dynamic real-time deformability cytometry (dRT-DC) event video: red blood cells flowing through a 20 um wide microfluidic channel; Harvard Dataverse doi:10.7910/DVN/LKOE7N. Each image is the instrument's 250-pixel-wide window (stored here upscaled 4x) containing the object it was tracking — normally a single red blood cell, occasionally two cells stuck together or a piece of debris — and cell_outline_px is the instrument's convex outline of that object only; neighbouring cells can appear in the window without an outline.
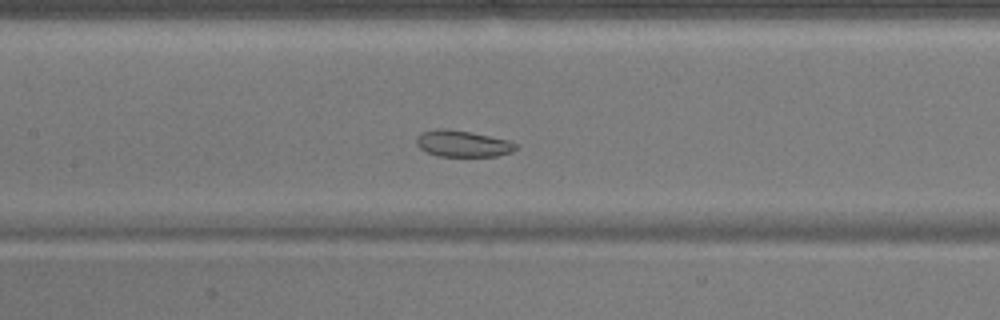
{"species": "common noctule bat (a hibernating species)", "species_latin": "Nyctalus noctula", "temperature_condition": "warm", "stored_images_in_passage": 53, "camera_frame_rate_fps": 3000, "um_per_image_px": 0.085, "animal": {"sex": "male", "body_mass_g": 17.9}, "frame": {"image": 1, "passage_image": 25, "time_ms": 8.0, "image_size_px": [1000, 320], "cell_outline_px": [[516, 148], [512, 152], [496, 156], [436, 156], [420, 148], [416, 144], [416, 136], [420, 132], [440, 128], [444, 128], [468, 132], [508, 140], [516, 144]], "centroid_in_image_um": [39.28, 12.21], "position_along_channel_um": 168.1, "area_um2": 15.14}}
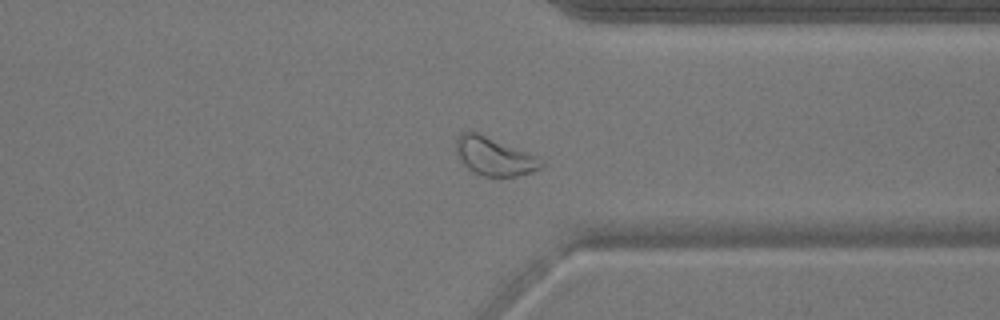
{"frame": {"image": 2, "passage_image": 41, "time_ms": 13.333, "image_size_px": [1000, 320], "cell_outline_px": [[544, 164], [540, 168], [532, 172], [516, 176], [484, 176], [472, 172], [460, 160], [456, 152], [456, 136], [460, 132], [476, 132], [536, 156], [544, 160]], "centroid_in_image_um": [41.99, 13.3], "position_along_channel_um": 369.4, "area_um2": 18.73}}
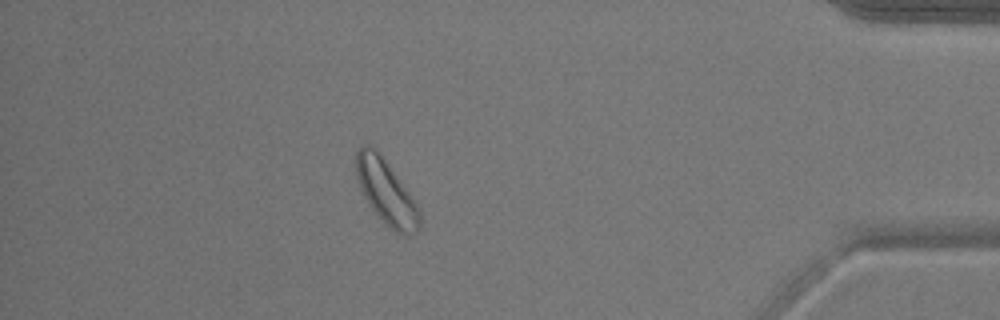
{"frame": {"image": 3, "passage_image": 47, "time_ms": 15.333, "image_size_px": [1000, 320], "cell_outline_px": [[420, 228], [416, 232], [408, 236], [404, 236], [396, 232], [384, 224], [368, 204], [360, 188], [356, 176], [356, 152], [360, 144], [372, 144], [380, 152], [408, 192], [416, 204], [420, 212]], "centroid_in_image_um": [32.8, 16.31], "position_along_channel_um": 402.4, "area_um2": 24.04}, "authors_computed_cell_mechanics": {"area_um2": 21.7328, "velocity_mm_per_s": 3.8038, "shape_relaxation_time_tau1_ms": null, "shape_relaxation_time_tau2_ms": 6.2839, "deformation_change_tau1": null, "deformation_change_tau2": 0.1366}}